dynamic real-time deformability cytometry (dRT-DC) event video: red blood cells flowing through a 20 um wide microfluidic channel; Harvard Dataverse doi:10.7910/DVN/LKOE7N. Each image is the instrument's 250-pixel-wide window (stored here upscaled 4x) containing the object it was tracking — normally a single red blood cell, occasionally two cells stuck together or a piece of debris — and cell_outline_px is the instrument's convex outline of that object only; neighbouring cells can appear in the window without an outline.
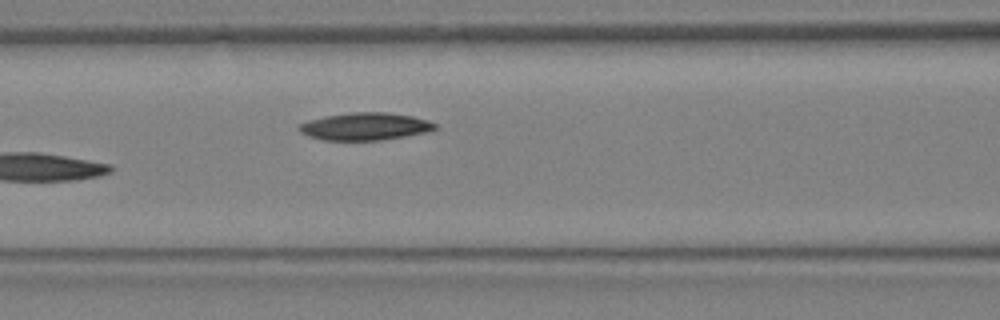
{"species": "Egyptian fruit bat (a non-hibernating species)", "species_latin": "Rousettus aegyptiacus", "temperature_condition": "warm", "stored_images_in_passage": 12, "camera_frame_rate_fps": 3000, "um_per_image_px": 0.085, "animal": {"sex": "female"}, "frame": {"image": 1, "passage_image": 12, "time_ms": 3.667, "image_size_px": [1000, 320], "cell_outline_px": [[436, 128], [424, 132], [404, 136], [380, 140], [324, 140], [308, 136], [300, 132], [296, 128], [300, 124], [308, 120], [328, 116], [352, 112], [388, 112], [412, 116], [428, 120], [436, 124]], "centroid_in_image_um": [31.0, 10.74], "position_along_channel_um": 135.6, "area_um2": 21.56}}